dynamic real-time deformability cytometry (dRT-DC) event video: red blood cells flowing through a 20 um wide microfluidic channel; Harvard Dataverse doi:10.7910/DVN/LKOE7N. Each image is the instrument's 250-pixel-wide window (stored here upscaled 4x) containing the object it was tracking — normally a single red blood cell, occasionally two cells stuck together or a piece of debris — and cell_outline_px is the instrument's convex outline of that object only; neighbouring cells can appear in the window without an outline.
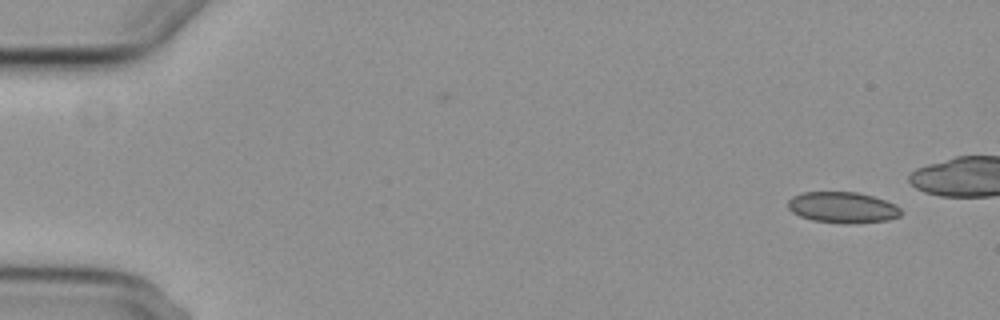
{"species": "common noctule bat (a hibernating species)", "species_latin": "Nyctalus noctula", "temperature_condition": "cold", "stored_images_in_passage": 2, "camera_frame_rate_fps": 3000, "um_per_image_px": 0.085, "animal": {"sex": "female", "body_mass_g": 29.2, "forearm_length_mm": 56.3}, "frame": {"image": 1, "passage_image": 2, "time_ms": 1.333, "image_size_px": [1000, 320], "cell_outline_px": [[900, 216], [888, 220], [812, 220], [800, 216], [792, 212], [788, 208], [788, 200], [792, 196], [804, 192], [856, 192], [872, 196], [896, 204], [900, 208]], "centroid_in_image_um": [71.58, 17.56], "position_along_channel_um": 13.4, "area_um2": 19.31}}